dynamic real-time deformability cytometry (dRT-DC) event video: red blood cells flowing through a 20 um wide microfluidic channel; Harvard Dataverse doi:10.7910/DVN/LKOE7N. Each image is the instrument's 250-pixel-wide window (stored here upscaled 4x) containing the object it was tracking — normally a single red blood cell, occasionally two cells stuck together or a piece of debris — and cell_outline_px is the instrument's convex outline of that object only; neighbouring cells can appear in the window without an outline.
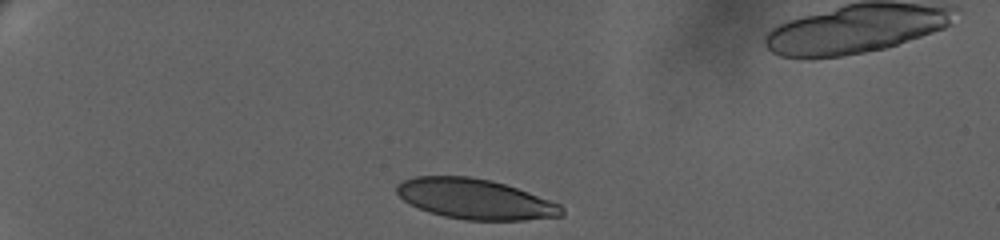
{"species": "human", "species_latin": "Homo sapiens", "temperature_condition": "warm", "stored_images_in_passage": 43, "camera_frame_rate_fps": 3000, "um_per_image_px": 0.085, "donor": {"sex": "female"}, "frame": {"image": 1, "passage_image": 2, "time_ms": 0.333, "image_size_px": [1000, 240], "cell_outline_px": [[564, 216], [524, 220], [464, 220], [444, 216], [428, 212], [404, 200], [396, 192], [396, 184], [404, 180], [416, 176], [468, 176], [492, 180], [528, 192], [560, 204], [564, 208]], "centroid_in_image_um": [40.4, 16.92], "position_along_channel_um": 44.6, "area_um2": 38.61}}
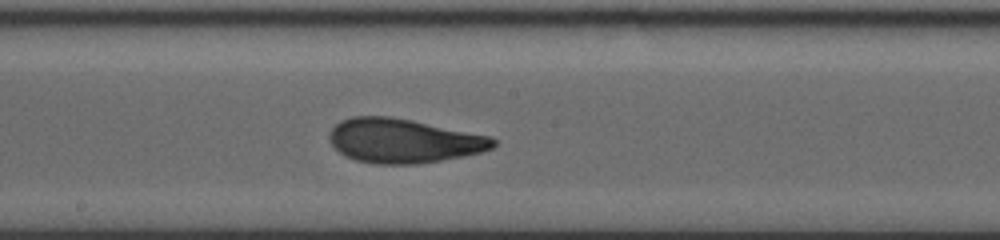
{"frame": {"image": 2, "passage_image": 21, "time_ms": 7.333, "image_size_px": [1000, 240], "cell_outline_px": [[496, 144], [492, 148], [480, 152], [464, 156], [416, 164], [376, 164], [356, 160], [344, 156], [328, 140], [328, 136], [332, 128], [340, 120], [352, 116], [388, 116], [412, 120], [492, 136], [496, 140]], "centroid_in_image_um": [34.28, 11.96], "position_along_channel_um": 213.9, "area_um2": 42.31}}
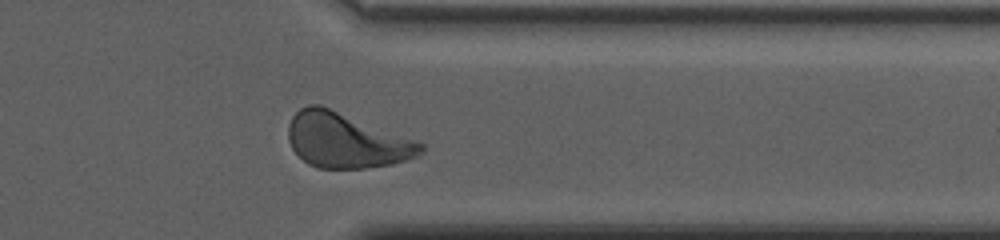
{"frame": {"image": 3, "passage_image": 37, "time_ms": 12.333, "image_size_px": [1000, 240], "cell_outline_px": [[424, 152], [420, 156], [392, 164], [364, 168], [316, 168], [308, 164], [292, 148], [288, 140], [288, 124], [292, 116], [300, 108], [308, 104], [320, 104], [416, 140], [424, 144]], "centroid_in_image_um": [29.43, 11.93], "position_along_channel_um": 382.0, "area_um2": 42.54}, "authors_computed_cell_mechanics": {"area_um2": 41.5004, "velocity_mm_per_s": 3.3669, "shape_relaxation_time_tau1_ms": 5.3607, "shape_relaxation_time_tau2_ms": 1.4009, "deformation_change_tau1": 0.1842, "deformation_change_tau2": 0.0711}}